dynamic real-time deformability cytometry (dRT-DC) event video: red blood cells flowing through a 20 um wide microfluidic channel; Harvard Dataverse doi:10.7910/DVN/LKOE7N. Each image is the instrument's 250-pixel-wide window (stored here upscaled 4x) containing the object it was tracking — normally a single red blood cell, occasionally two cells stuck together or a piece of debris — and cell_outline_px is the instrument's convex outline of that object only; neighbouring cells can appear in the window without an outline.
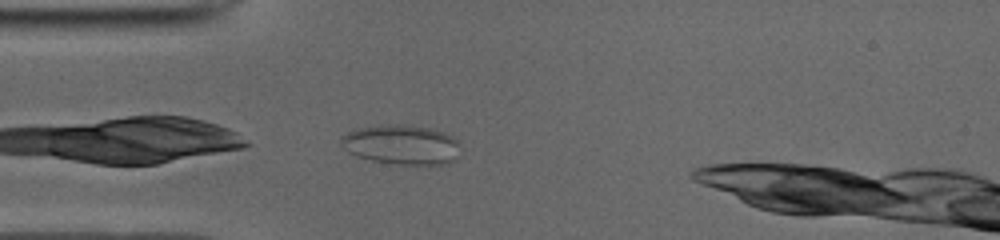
{"species": "common noctule bat (a hibernating species)", "species_latin": "Nyctalus noctula", "temperature_condition": "cold", "stored_images_in_passage": 34, "camera_frame_rate_fps": 3000, "um_per_image_px": 0.085, "animal": {"sex": "male", "body_mass_g": 19.0, "forearm_length_mm": 50.8}, "frame": {"image": 1, "passage_image": 2, "time_ms": 0.333, "image_size_px": [1000, 240], "cell_outline_px": [[456, 160], [448, 164], [400, 164], [372, 160], [356, 156], [348, 152], [340, 144], [340, 140], [348, 132], [360, 128], [380, 124], [404, 124], [432, 128], [444, 132], [452, 136], [456, 140]], "centroid_in_image_um": [34.11, 12.28], "position_along_channel_um": 50.9, "area_um2": 27.4}}
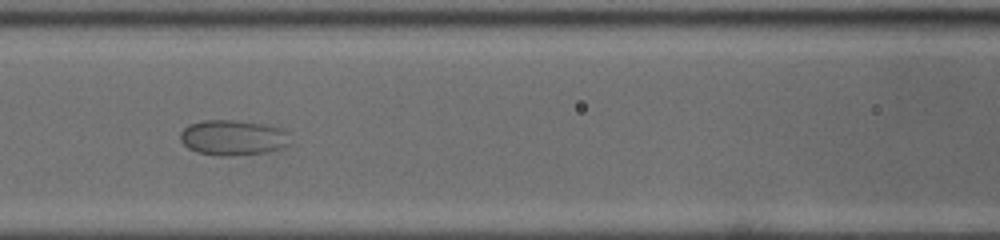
{"frame": {"image": 2, "passage_image": 10, "time_ms": 3.0, "image_size_px": [1000, 240], "cell_outline_px": [[288, 144], [280, 148], [268, 152], [224, 156], [220, 156], [196, 152], [188, 148], [180, 140], [180, 132], [188, 124], [204, 120], [232, 120], [260, 124], [276, 128], [288, 132]], "centroid_in_image_um": [19.73, 11.71], "position_along_channel_um": 146.9, "area_um2": 22.31}}
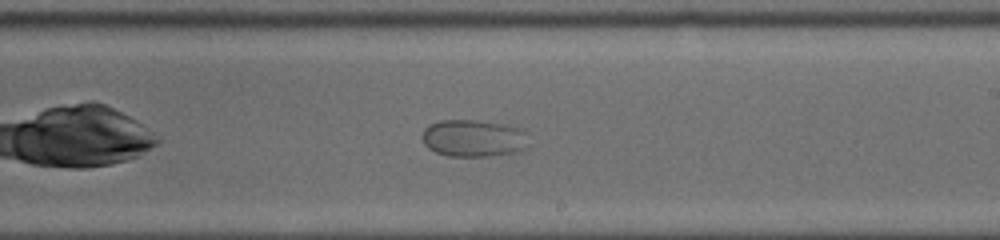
{"frame": {"image": 3, "passage_image": 18, "time_ms": 5.667, "image_size_px": [1000, 240], "cell_outline_px": [[524, 148], [516, 152], [488, 156], [448, 156], [436, 152], [428, 148], [424, 144], [424, 128], [428, 124], [440, 120], [476, 120], [504, 124], [520, 128], [524, 132]], "centroid_in_image_um": [40.18, 11.74], "position_along_channel_um": 248.8, "area_um2": 22.72}}